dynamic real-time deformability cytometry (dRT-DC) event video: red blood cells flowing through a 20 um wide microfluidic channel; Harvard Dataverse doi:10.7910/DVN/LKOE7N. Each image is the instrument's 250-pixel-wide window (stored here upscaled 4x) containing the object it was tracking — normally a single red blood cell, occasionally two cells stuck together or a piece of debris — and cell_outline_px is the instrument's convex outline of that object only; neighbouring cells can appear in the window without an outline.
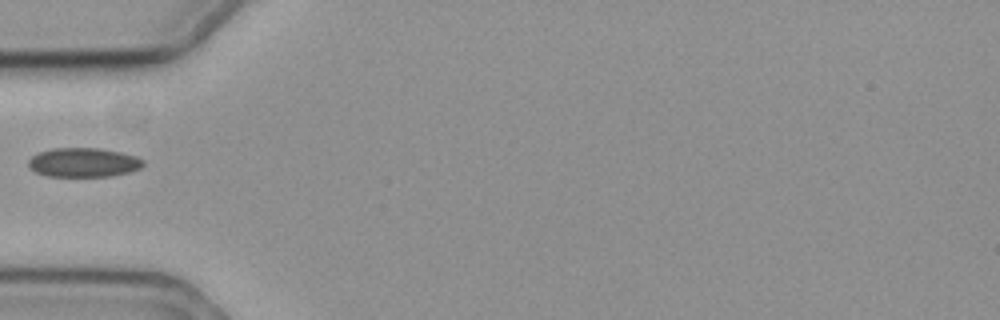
{"species": "common noctule bat (a hibernating species)", "species_latin": "Nyctalus noctula", "temperature_condition": "cold", "stored_images_in_passage": 5, "camera_frame_rate_fps": 3000, "um_per_image_px": 0.085, "animal": {"sex": "female", "body_mass_g": 19.3, "forearm_length_mm": 54.1}, "frame": {"image": 1, "passage_image": 1, "time_ms": 0.0, "image_size_px": [1000, 320], "cell_outline_px": [[144, 164], [140, 168], [128, 172], [112, 176], [48, 176], [36, 172], [28, 168], [28, 160], [32, 156], [40, 152], [52, 148], [96, 148], [120, 152], [136, 156], [144, 160]], "centroid_in_image_um": [7.08, 13.81], "position_along_channel_um": 77.9, "area_um2": 19.48}}